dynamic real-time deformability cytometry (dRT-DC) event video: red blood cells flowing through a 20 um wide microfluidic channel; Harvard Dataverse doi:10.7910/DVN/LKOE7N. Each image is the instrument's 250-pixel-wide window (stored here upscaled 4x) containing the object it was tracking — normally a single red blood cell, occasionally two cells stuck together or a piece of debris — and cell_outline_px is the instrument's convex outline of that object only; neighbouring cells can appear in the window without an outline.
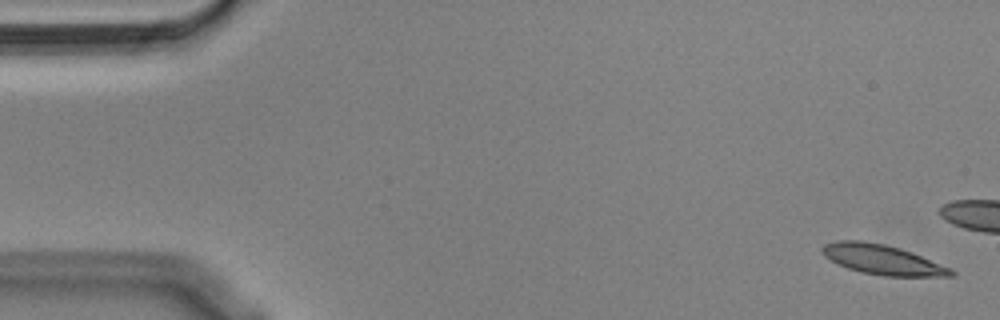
{"species": "Egyptian fruit bat (a non-hibernating species)", "species_latin": "Rousettus aegyptiacus", "temperature_condition": "cold", "stored_images_in_passage": 14, "camera_frame_rate_fps": 3000, "um_per_image_px": 0.085, "animal": {"sex": "male"}, "frame": {"image": 1, "passage_image": 1, "time_ms": 0.0, "image_size_px": [1000, 320], "cell_outline_px": [[956, 272], [952, 276], [884, 276], [860, 272], [848, 268], [824, 256], [820, 252], [820, 248], [824, 244], [840, 240], [860, 240], [884, 244], [900, 248], [952, 268]], "centroid_in_image_um": [74.99, 22.06], "position_along_channel_um": 10.0, "area_um2": 22.31}}